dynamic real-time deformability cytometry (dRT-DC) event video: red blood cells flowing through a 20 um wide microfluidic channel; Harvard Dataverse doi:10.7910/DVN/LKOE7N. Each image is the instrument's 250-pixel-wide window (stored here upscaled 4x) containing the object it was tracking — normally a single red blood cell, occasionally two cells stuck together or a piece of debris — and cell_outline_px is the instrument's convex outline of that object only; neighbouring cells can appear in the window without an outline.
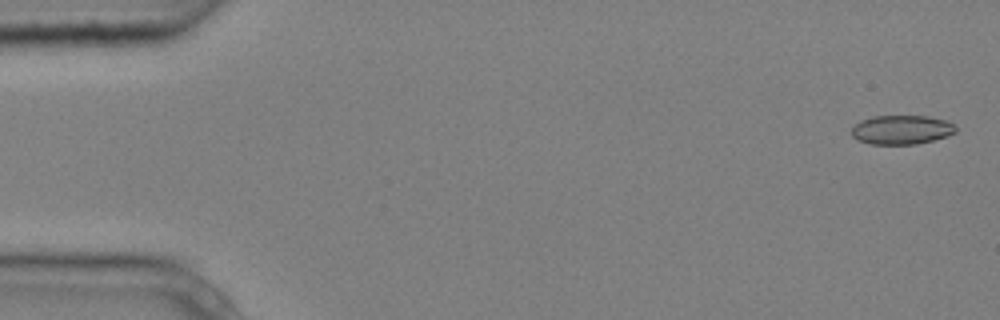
{"species": "common noctule bat (a hibernating species)", "species_latin": "Nyctalus noctula", "temperature_condition": "cold", "stored_images_in_passage": 5, "camera_frame_rate_fps": 3000, "um_per_image_px": 0.085, "animal": {"sex": "male", "body_mass_g": 20.4}, "frame": {"image": 1, "passage_image": 1, "time_ms": 0.0, "image_size_px": [1000, 320], "cell_outline_px": [[956, 132], [948, 136], [916, 144], [872, 144], [860, 140], [852, 136], [852, 128], [860, 120], [872, 116], [928, 116], [948, 120], [956, 128]], "centroid_in_image_um": [76.65, 11.02], "position_along_channel_um": 8.3, "area_um2": 17.63}}
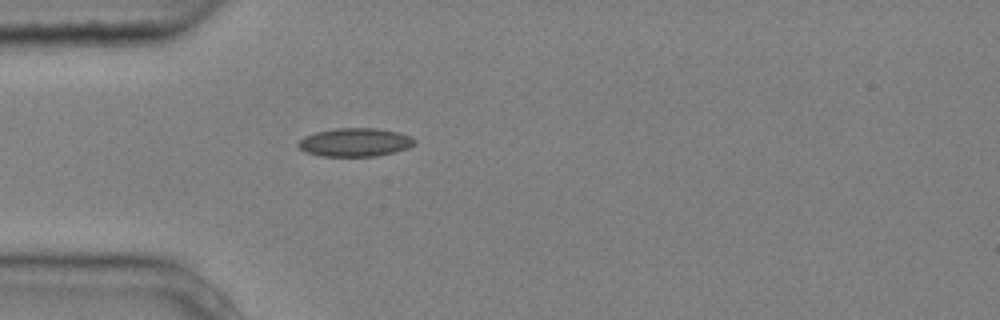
{"frame": {"image": 2, "passage_image": 5, "time_ms": 1.333, "image_size_px": [1000, 320], "cell_outline_px": [[416, 144], [408, 148], [396, 152], [376, 156], [320, 156], [304, 152], [296, 144], [304, 136], [316, 132], [336, 128], [376, 128], [400, 132], [412, 136], [416, 140]], "centroid_in_image_um": [30.21, 12.09], "position_along_channel_um": 54.8, "area_um2": 19.54}}